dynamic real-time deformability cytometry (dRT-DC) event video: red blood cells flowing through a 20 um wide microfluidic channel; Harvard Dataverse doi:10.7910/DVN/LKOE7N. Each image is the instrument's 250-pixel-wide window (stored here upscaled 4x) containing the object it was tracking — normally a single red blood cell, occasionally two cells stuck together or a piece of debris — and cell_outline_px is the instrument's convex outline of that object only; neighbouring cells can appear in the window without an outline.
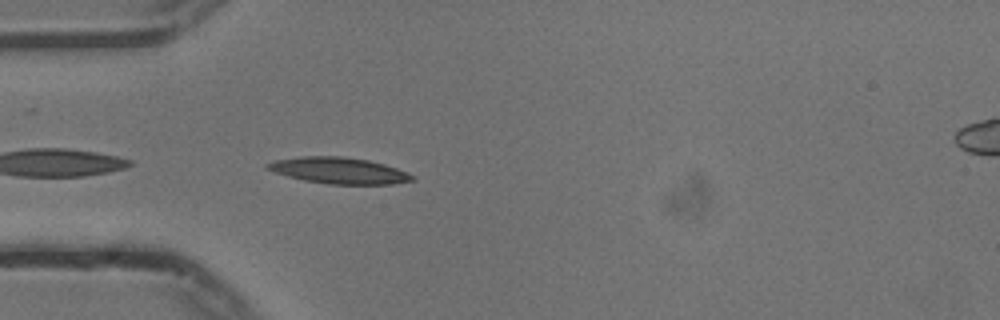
{"species": "common noctule bat (a hibernating species)", "species_latin": "Nyctalus noctula", "temperature_condition": "cold", "stored_images_in_passage": 32, "camera_frame_rate_fps": 3000, "um_per_image_px": 0.085, "animal": {"sex": "male", "body_mass_g": 13.3}, "frame": {"image": 1, "passage_image": 2, "time_ms": 0.333, "image_size_px": [1000, 320], "cell_outline_px": [[416, 180], [392, 184], [328, 184], [304, 180], [288, 176], [264, 168], [264, 164], [276, 160], [300, 156], [344, 156], [368, 160], [384, 164], [408, 172]], "centroid_in_image_um": [28.8, 14.49], "position_along_channel_um": 56.2, "area_um2": 22.14}}
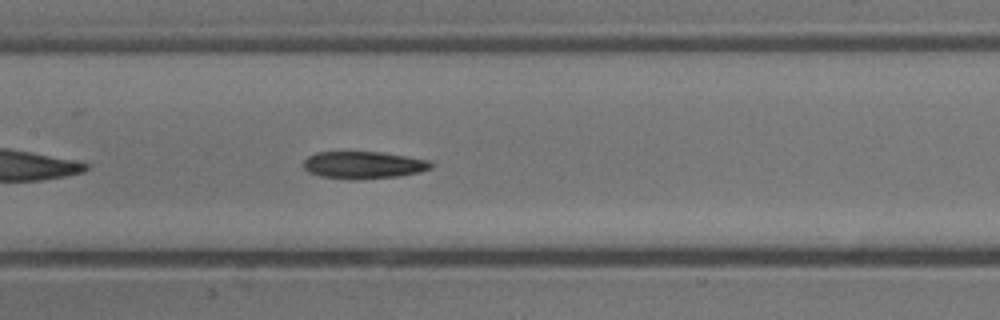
{"frame": {"image": 2, "passage_image": 12, "time_ms": 3.667, "image_size_px": [1000, 320], "cell_outline_px": [[432, 168], [420, 172], [400, 176], [356, 180], [352, 180], [320, 176], [308, 172], [304, 168], [304, 160], [308, 156], [316, 152], [380, 152], [432, 160]], "centroid_in_image_um": [30.91, 14.03], "position_along_channel_um": 176.5, "area_um2": 20.46}}
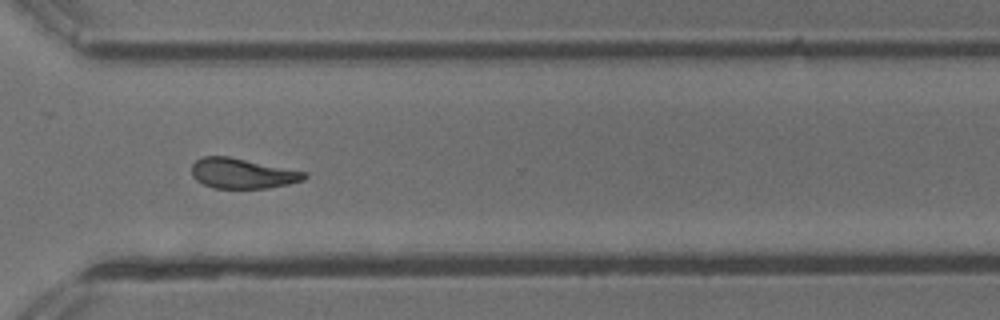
{"frame": {"image": 3, "passage_image": 26, "time_ms": 8.333, "image_size_px": [1000, 320], "cell_outline_px": [[308, 176], [304, 180], [288, 184], [268, 188], [212, 188], [196, 180], [192, 176], [192, 164], [196, 160], [204, 156], [228, 156], [308, 172]], "centroid_in_image_um": [20.62, 14.74], "position_along_channel_um": 350.0, "area_um2": 19.88}, "authors_computed_cell_mechanics": {"area_um2": 20.4612, "velocity_mm_per_s": 3.7267, "shape_relaxation_time_tau1_ms": 10.9569, "shape_relaxation_time_tau2_ms": 11.0236, "deformation_change_tau1": 0.2402, "deformation_change_tau2": 0.2265}}